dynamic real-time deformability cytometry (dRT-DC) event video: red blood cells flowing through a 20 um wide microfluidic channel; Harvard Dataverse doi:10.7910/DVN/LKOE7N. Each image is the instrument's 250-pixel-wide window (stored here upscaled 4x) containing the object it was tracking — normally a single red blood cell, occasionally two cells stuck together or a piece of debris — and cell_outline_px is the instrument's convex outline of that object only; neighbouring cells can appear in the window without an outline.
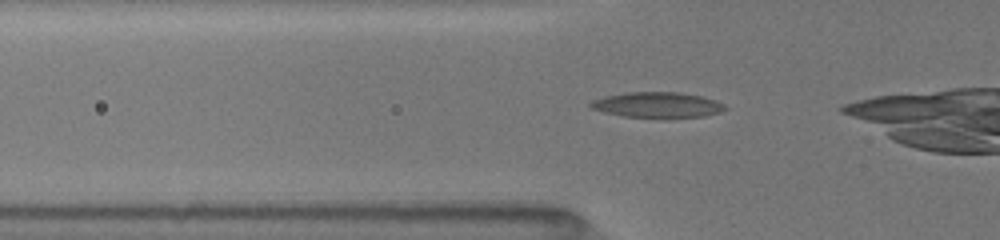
{"species": "common noctule bat (a hibernating species)", "species_latin": "Nyctalus noctula", "temperature_condition": "room temperature", "stored_images_in_passage": 17, "camera_frame_rate_fps": 3000, "um_per_image_px": 0.085, "animal": {"sex": "female", "body_mass_g": 19.5, "forearm_length_mm": 54.1}, "frame": {"image": 1, "passage_image": 3, "time_ms": 0.667, "image_size_px": [1000, 240], "cell_outline_px": [[728, 108], [720, 112], [704, 116], [664, 120], [624, 116], [604, 112], [592, 108], [588, 104], [592, 100], [604, 96], [628, 92], [680, 92], [704, 96], [716, 100], [724, 104]], "centroid_in_image_um": [55.93, 8.94], "position_along_channel_um": 69.9, "area_um2": 20.75}}
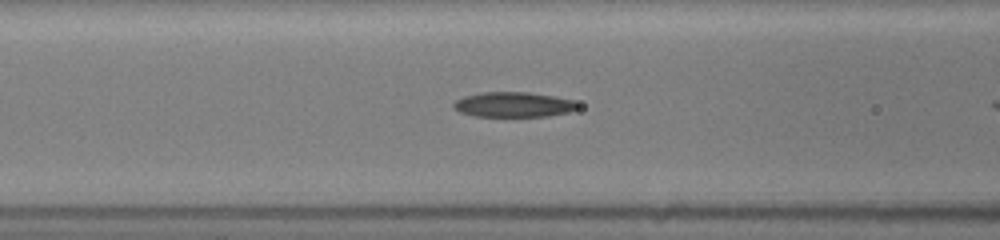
{"frame": {"image": 2, "passage_image": 8, "time_ms": 2.0, "image_size_px": [1000, 240], "cell_outline_px": [[580, 108], [568, 112], [548, 116], [472, 116], [460, 112], [452, 108], [452, 104], [456, 100], [464, 96], [480, 92], [528, 92], [552, 96], [572, 100], [580, 104]], "centroid_in_image_um": [43.62, 8.89], "position_along_channel_um": 123.0, "area_um2": 18.21}}
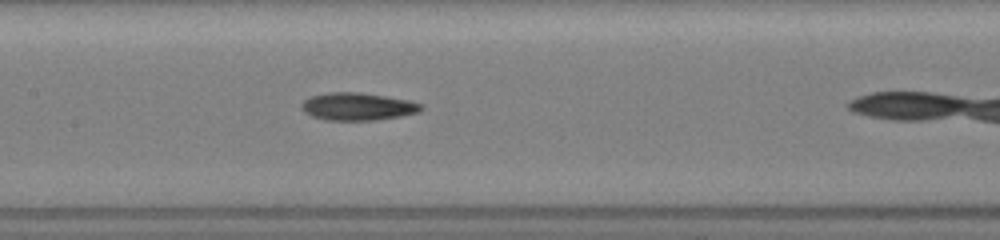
{"frame": {"image": 3, "passage_image": 13, "time_ms": 3.333, "image_size_px": [1000, 240], "cell_outline_px": [[424, 108], [420, 112], [400, 116], [376, 120], [324, 120], [312, 116], [304, 112], [300, 108], [300, 104], [304, 100], [312, 96], [328, 92], [360, 92], [408, 100], [424, 104]], "centroid_in_image_um": [30.4, 9.06], "position_along_channel_um": 177.0, "area_um2": 19.36}}